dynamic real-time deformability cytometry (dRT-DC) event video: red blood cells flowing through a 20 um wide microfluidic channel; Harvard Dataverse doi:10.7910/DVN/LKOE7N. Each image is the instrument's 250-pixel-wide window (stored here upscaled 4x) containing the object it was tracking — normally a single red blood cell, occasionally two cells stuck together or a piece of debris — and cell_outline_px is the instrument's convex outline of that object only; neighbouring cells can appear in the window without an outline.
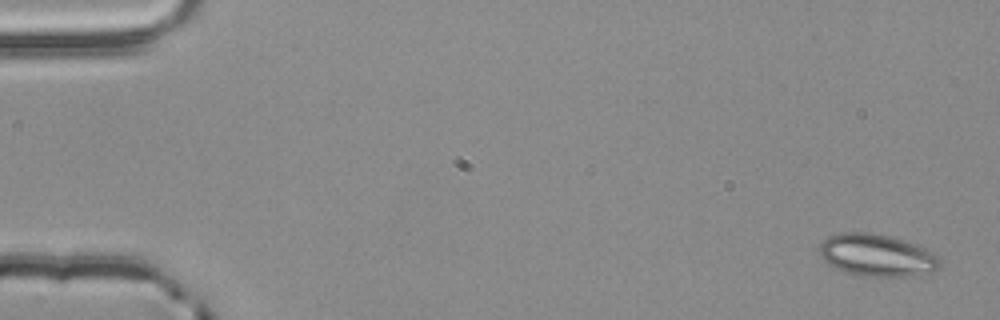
{"species": "common noctule bat (a hibernating species)", "species_latin": "Nyctalus noctula", "temperature_condition": "room temperature", "stored_images_in_passage": 54, "camera_frame_rate_fps": 3000, "um_per_image_px": 0.085, "animal": {"sex": "male", "body_mass_g": 20.4}, "frame": {"image": 1, "passage_image": 1, "time_ms": 0.0, "image_size_px": [1000, 320], "cell_outline_px": [[940, 264], [932, 272], [916, 276], [860, 276], [844, 272], [828, 264], [820, 256], [820, 244], [828, 236], [840, 232], [868, 232], [888, 236], [904, 240], [924, 248], [940, 256]], "centroid_in_image_um": [74.53, 21.7], "position_along_channel_um": 10.5, "area_um2": 29.71}}
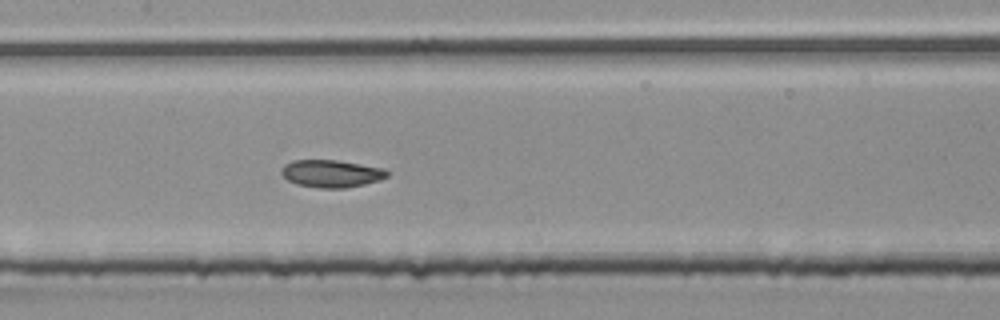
{"frame": {"image": 2, "passage_image": 26, "time_ms": 8.333, "image_size_px": [1000, 320], "cell_outline_px": [[392, 172], [388, 176], [380, 180], [364, 184], [344, 188], [320, 188], [296, 184], [288, 180], [280, 172], [280, 168], [284, 164], [292, 160], [336, 160], [384, 168]], "centroid_in_image_um": [28.17, 14.75], "position_along_channel_um": 179.2, "area_um2": 17.05}}
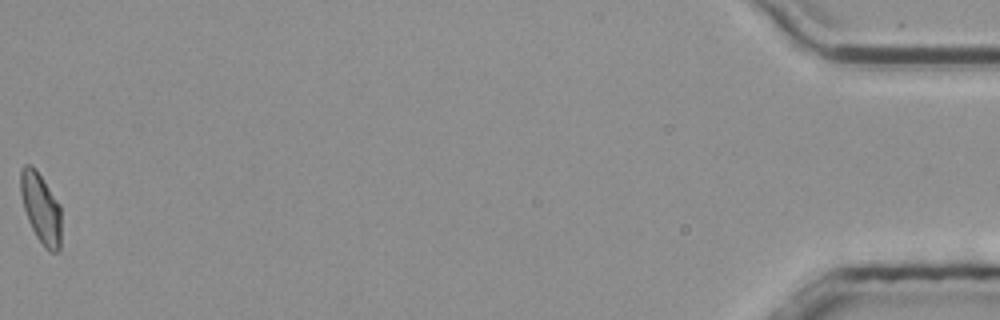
{"frame": {"image": 3, "passage_image": 54, "time_ms": 17.667, "image_size_px": [1000, 320], "cell_outline_px": [[60, 248], [56, 252], [48, 252], [44, 248], [36, 236], [28, 220], [24, 208], [20, 192], [20, 168], [24, 164], [28, 164], [36, 168], [60, 204]], "centroid_in_image_um": [3.46, 17.67], "position_along_channel_um": 431.7, "area_um2": 16.76}, "authors_computed_cell_mechanics": {"area_um2": 16.9065, "velocity_mm_per_s": 3.8377, "shape_relaxation_time_tau1_ms": null, "shape_relaxation_time_tau2_ms": 2.8114, "deformation_change_tau1": null, "deformation_change_tau2": 0.0826}}